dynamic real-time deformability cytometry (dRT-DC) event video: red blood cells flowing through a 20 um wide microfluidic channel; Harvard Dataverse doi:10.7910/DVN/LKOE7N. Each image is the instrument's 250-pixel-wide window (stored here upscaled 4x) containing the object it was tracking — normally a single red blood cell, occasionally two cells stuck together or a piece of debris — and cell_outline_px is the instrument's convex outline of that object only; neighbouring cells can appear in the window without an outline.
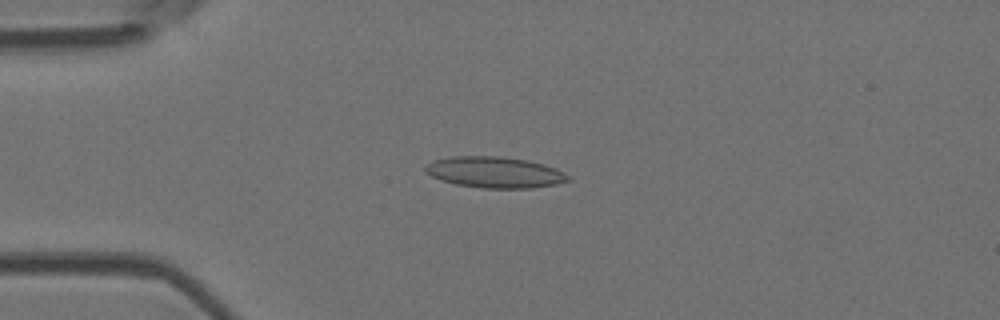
{"species": "Egyptian fruit bat (a non-hibernating species)", "species_latin": "Rousettus aegyptiacus", "temperature_condition": "room temperature", "stored_images_in_passage": 48, "camera_frame_rate_fps": 3000, "um_per_image_px": 0.085, "animal": {"sex": "female"}, "frame": {"image": 1, "passage_image": 9, "time_ms": 2.667, "image_size_px": [1000, 320], "cell_outline_px": [[572, 180], [556, 184], [532, 188], [480, 188], [456, 184], [440, 180], [424, 172], [424, 164], [432, 160], [452, 156], [500, 156], [524, 160], [544, 164], [556, 168], [564, 172]], "centroid_in_image_um": [42.01, 14.64], "position_along_channel_um": 43.0, "area_um2": 26.07}}
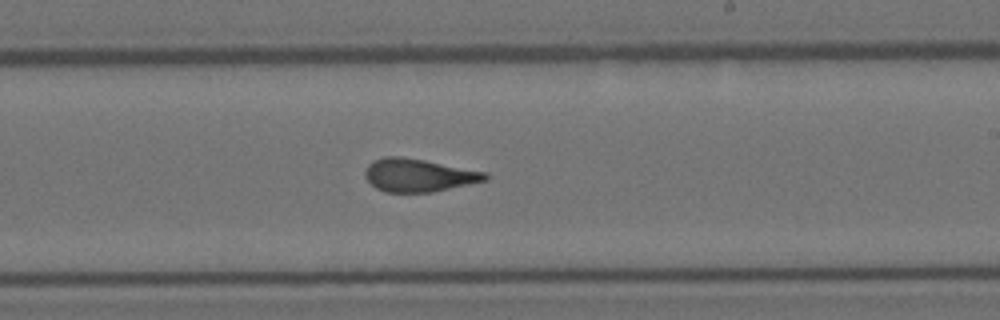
{"frame": {"image": 2, "passage_image": 27, "time_ms": 8.667, "image_size_px": [1000, 320], "cell_outline_px": [[488, 180], [432, 192], [384, 192], [376, 188], [364, 176], [364, 172], [368, 164], [372, 160], [384, 156], [400, 156], [424, 160], [488, 172]], "centroid_in_image_um": [35.57, 14.89], "position_along_channel_um": 253.4, "area_um2": 23.18}}
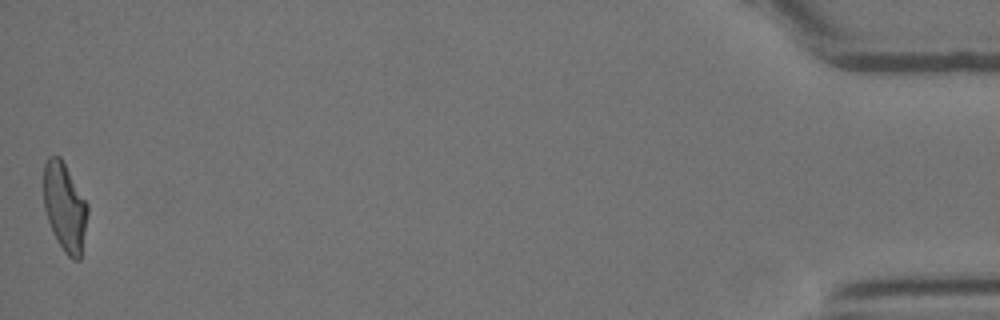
{"frame": {"image": 3, "passage_image": 48, "time_ms": 15.667, "image_size_px": [1000, 320], "cell_outline_px": [[88, 212], [80, 260], [72, 260], [64, 252], [56, 240], [52, 232], [44, 208], [44, 160], [48, 156], [60, 156], [88, 204]], "centroid_in_image_um": [5.49, 17.61], "position_along_channel_um": 429.7, "area_um2": 22.72}, "authors_computed_cell_mechanics": {"area_um2": 23.2356, "velocity_mm_per_s": 3.8749, "shape_relaxation_time_tau1_ms": null, "shape_relaxation_time_tau2_ms": 1.4375, "deformation_change_tau1": null, "deformation_change_tau2": 0.0935}}